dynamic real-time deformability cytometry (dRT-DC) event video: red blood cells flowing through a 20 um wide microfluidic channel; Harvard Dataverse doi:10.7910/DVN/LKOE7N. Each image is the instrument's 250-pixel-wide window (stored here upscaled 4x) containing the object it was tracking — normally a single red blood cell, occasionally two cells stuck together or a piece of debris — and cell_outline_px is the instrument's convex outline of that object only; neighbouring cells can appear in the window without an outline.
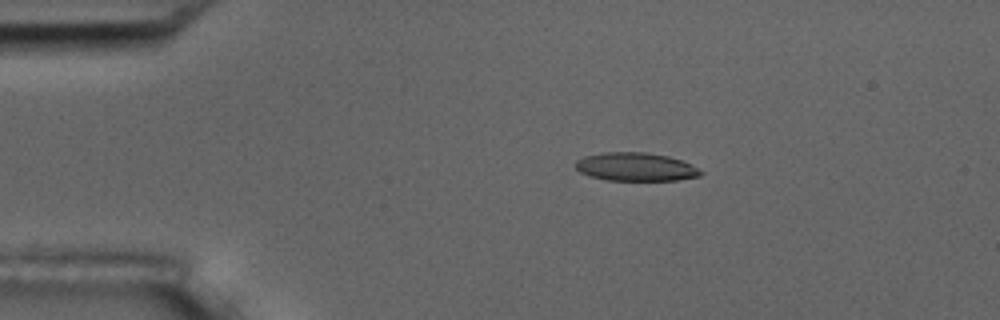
{"species": "common noctule bat (a hibernating species)", "species_latin": "Nyctalus noctula", "temperature_condition": "room temperature", "stored_images_in_passage": 3, "camera_frame_rate_fps": 3000, "um_per_image_px": 0.085, "animal": {"sex": "male", "body_mass_g": 17.5, "forearm_length_mm": 52.3}, "frame": {"image": 1, "passage_image": 1, "time_ms": 0.0, "image_size_px": [1000, 320], "cell_outline_px": [[704, 172], [700, 176], [676, 180], [604, 180], [588, 176], [580, 172], [576, 168], [576, 160], [584, 156], [600, 152], [644, 152], [668, 156], [692, 164]], "centroid_in_image_um": [54.02, 14.18], "position_along_channel_um": 31.0, "area_um2": 20.81}}